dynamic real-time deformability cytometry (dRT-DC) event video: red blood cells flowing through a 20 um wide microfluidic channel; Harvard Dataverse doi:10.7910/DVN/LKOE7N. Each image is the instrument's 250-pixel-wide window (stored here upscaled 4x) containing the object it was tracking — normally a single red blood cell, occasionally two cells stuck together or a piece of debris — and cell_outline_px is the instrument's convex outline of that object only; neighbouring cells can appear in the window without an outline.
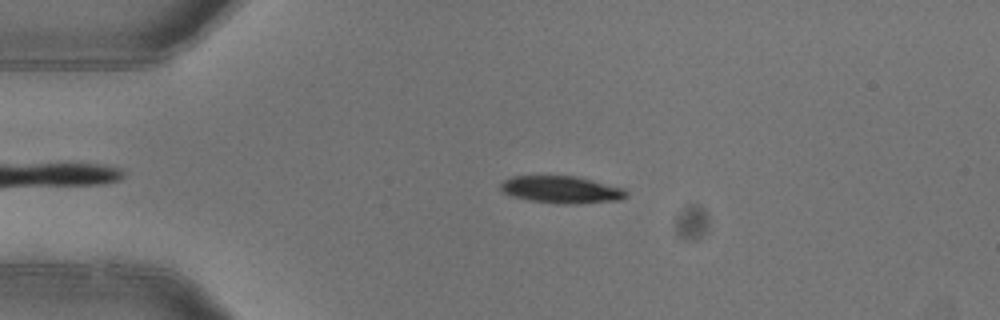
{"species": "common noctule bat (a hibernating species)", "species_latin": "Nyctalus noctula", "temperature_condition": "warm", "stored_images_in_passage": 4, "camera_frame_rate_fps": 3000, "um_per_image_px": 0.085, "animal": {"sex": "female"}, "frame": {"image": 1, "passage_image": 3, "time_ms": 0.667, "image_size_px": [1000, 320], "cell_outline_px": [[628, 196], [620, 200], [576, 204], [556, 204], [528, 200], [512, 196], [504, 192], [500, 188], [500, 184], [504, 180], [512, 176], [576, 176], [628, 188]], "centroid_in_image_um": [47.79, 16.12], "position_along_channel_um": 37.2, "area_um2": 20.29}}